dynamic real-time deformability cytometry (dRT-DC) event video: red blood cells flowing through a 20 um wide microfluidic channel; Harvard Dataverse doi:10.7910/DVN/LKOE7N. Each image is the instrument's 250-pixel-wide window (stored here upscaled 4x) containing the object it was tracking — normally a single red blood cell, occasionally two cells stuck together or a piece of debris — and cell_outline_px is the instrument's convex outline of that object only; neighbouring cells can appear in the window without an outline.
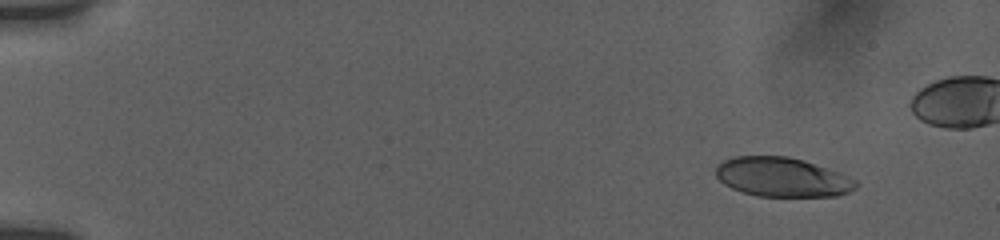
{"species": "human", "species_latin": "Homo sapiens", "temperature_condition": "room temperature", "stored_images_in_passage": 18, "camera_frame_rate_fps": 3000, "um_per_image_px": 0.085, "donor": {"sex": "female"}, "frame": {"image": 1, "passage_image": 3, "time_ms": 1.667, "image_size_px": [1000, 240], "cell_outline_px": [[860, 184], [856, 188], [848, 192], [836, 196], [756, 196], [732, 188], [724, 184], [716, 176], [716, 164], [732, 156], [788, 156], [804, 160], [848, 176], [856, 180]], "centroid_in_image_um": [66.48, 15.05], "position_along_channel_um": 18.5, "area_um2": 32.08}}
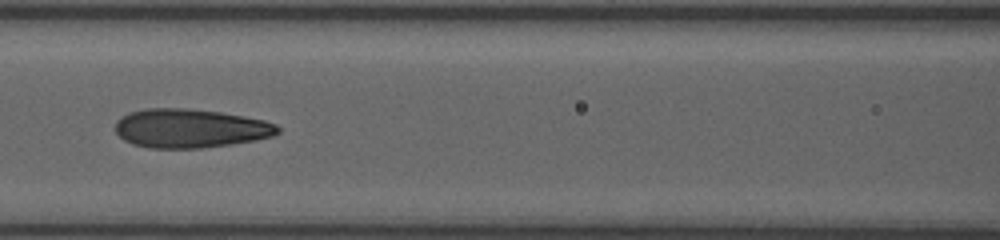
{"frame": {"image": 2, "passage_image": 16, "time_ms": 8.667, "image_size_px": [1000, 240], "cell_outline_px": [[280, 132], [272, 136], [256, 140], [232, 144], [200, 148], [148, 148], [132, 144], [124, 140], [116, 132], [116, 120], [120, 116], [128, 112], [144, 108], [188, 108], [220, 112], [244, 116], [264, 120], [276, 124], [280, 128]], "centroid_in_image_um": [16.15, 10.9], "position_along_channel_um": 150.4, "area_um2": 37.11}}
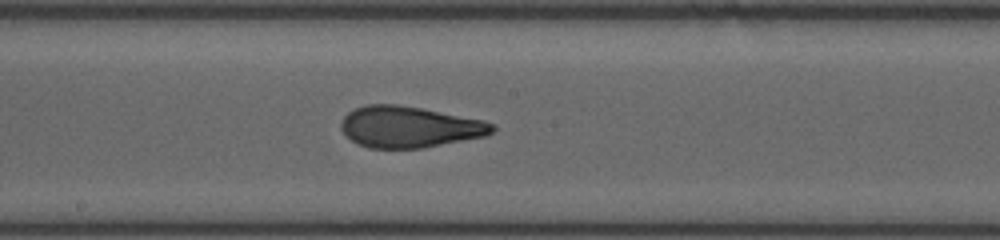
{"frame": {"image": 3, "passage_image": 18, "time_ms": 10.333, "image_size_px": [1000, 240], "cell_outline_px": [[496, 128], [488, 136], [420, 148], [368, 148], [356, 144], [340, 128], [340, 124], [344, 116], [348, 112], [356, 108], [368, 104], [396, 104], [420, 108], [484, 120], [496, 124]], "centroid_in_image_um": [34.81, 10.79], "position_along_channel_um": 213.4, "area_um2": 36.36}}